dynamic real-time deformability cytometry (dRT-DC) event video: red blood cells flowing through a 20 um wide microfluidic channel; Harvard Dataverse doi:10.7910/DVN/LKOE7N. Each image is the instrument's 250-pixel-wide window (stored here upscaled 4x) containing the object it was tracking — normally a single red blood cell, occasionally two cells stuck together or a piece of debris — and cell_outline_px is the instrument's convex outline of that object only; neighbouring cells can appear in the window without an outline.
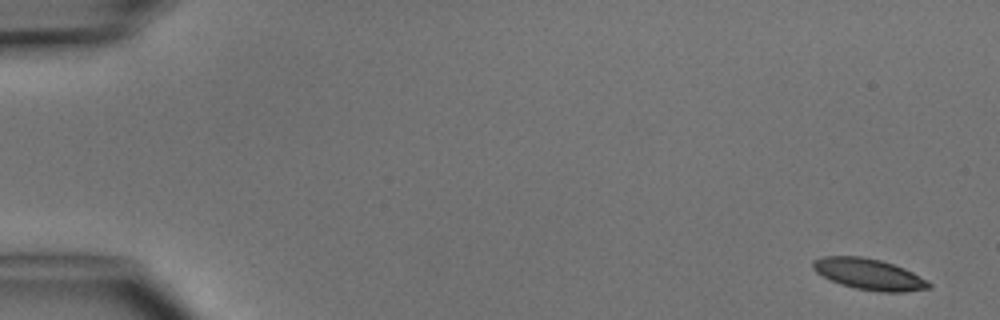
{"species": "common noctule bat (a hibernating species)", "species_latin": "Nyctalus noctula", "temperature_condition": "cold", "stored_images_in_passage": 5, "camera_frame_rate_fps": 3000, "um_per_image_px": 0.085, "animal": {"sex": "male", "body_mass_g": 15.6}, "frame": {"image": 1, "passage_image": 1, "time_ms": 0.0, "image_size_px": [1000, 320], "cell_outline_px": [[932, 288], [904, 292], [880, 292], [856, 288], [832, 280], [816, 272], [812, 268], [812, 260], [824, 256], [860, 256], [880, 260], [904, 268], [928, 280], [932, 284]], "centroid_in_image_um": [73.89, 23.3], "position_along_channel_um": 11.1, "area_um2": 20.87}}
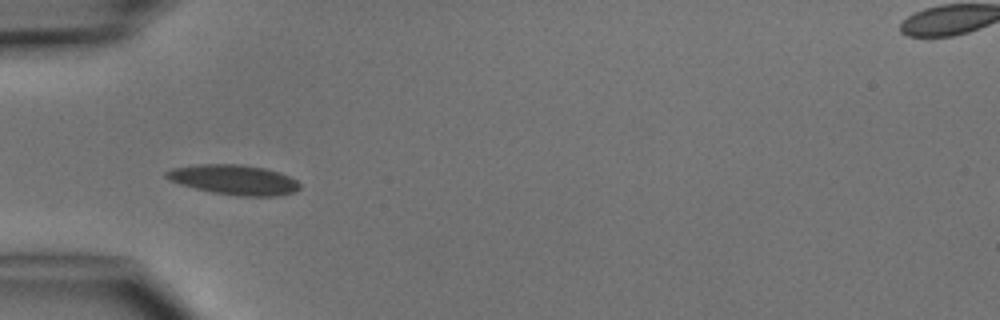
{"frame": {"image": 2, "passage_image": 5, "time_ms": 4.667, "image_size_px": [1000, 320], "cell_outline_px": [[300, 188], [296, 192], [280, 196], [240, 196], [212, 192], [180, 184], [164, 176], [164, 172], [172, 168], [196, 164], [240, 164], [264, 168], [280, 172], [296, 180], [300, 184]], "centroid_in_image_um": [19.91, 15.27], "position_along_channel_um": 65.1, "area_um2": 23.29}}